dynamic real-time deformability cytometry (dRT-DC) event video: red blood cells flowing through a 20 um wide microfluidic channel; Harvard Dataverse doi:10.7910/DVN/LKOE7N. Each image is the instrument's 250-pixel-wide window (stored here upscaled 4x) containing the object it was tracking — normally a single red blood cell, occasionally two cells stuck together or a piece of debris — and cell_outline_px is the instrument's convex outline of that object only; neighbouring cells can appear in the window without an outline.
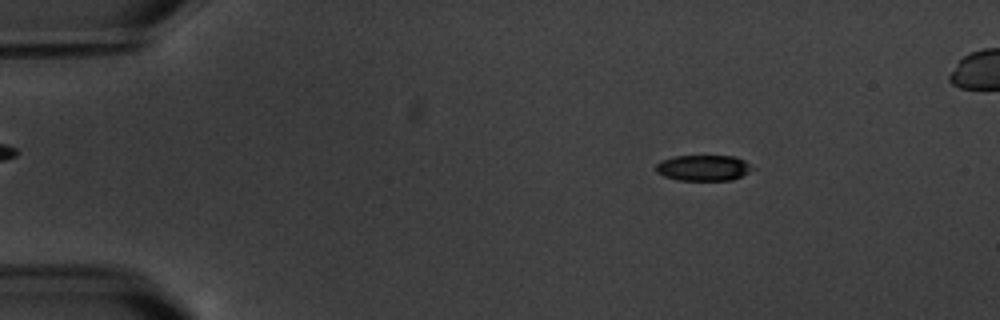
{"species": "common noctule bat (a hibernating species)", "species_latin": "Nyctalus noctula", "temperature_condition": "warm", "stored_images_in_passage": 7, "camera_frame_rate_fps": 3000, "um_per_image_px": 0.085, "animal": {"sex": "male", "body_mass_g": 20.1, "forearm_length_mm": 53.5}, "frame": {"image": 1, "passage_image": 2, "time_ms": 1.333, "image_size_px": [1000, 320], "cell_outline_px": [[756, 168], [732, 180], [676, 180], [664, 176], [656, 172], [656, 164], [660, 160], [676, 156], [736, 156], [744, 160]], "centroid_in_image_um": [59.79, 14.26], "position_along_channel_um": 25.2, "area_um2": 14.57}}
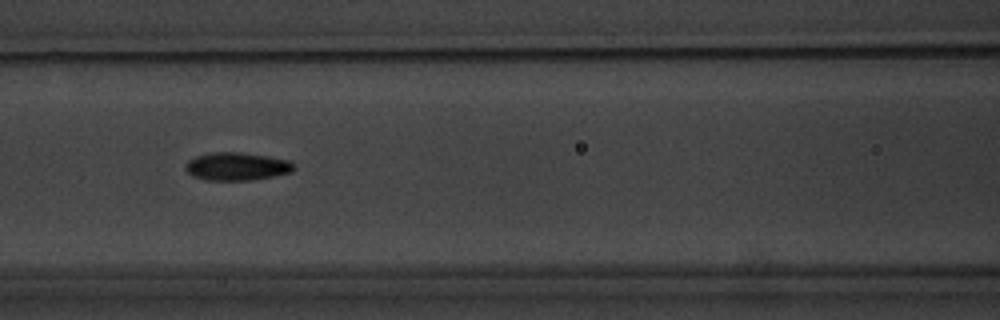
{"frame": {"image": 2, "passage_image": 7, "time_ms": 7.0, "image_size_px": [1000, 320], "cell_outline_px": [[296, 168], [292, 172], [252, 180], [204, 180], [192, 176], [184, 168], [184, 164], [188, 160], [196, 156], [208, 152], [240, 152], [268, 156], [288, 160]], "centroid_in_image_um": [20.08, 14.14], "position_along_channel_um": 146.5, "area_um2": 17.8}}